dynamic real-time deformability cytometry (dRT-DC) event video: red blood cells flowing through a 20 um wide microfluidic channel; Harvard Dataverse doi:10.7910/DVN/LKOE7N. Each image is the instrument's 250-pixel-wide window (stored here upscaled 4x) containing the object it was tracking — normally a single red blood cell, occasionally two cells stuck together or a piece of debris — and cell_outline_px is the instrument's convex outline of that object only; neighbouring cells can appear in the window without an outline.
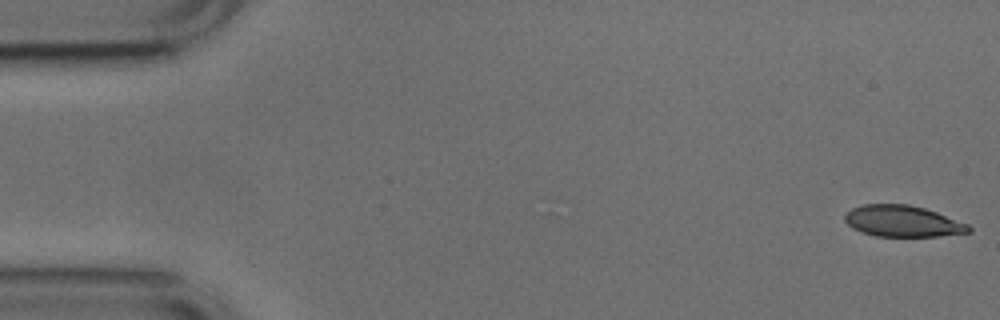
{"species": "common noctule bat (a hibernating species)", "species_latin": "Nyctalus noctula", "temperature_condition": "cold", "stored_images_in_passage": 52, "camera_frame_rate_fps": 3000, "um_per_image_px": 0.085, "animal": {"sex": "male", "body_mass_g": 17.9, "forearm_length_mm": 54.2}, "frame": {"image": 1, "passage_image": 1, "time_ms": 0.0, "image_size_px": [1000, 320], "cell_outline_px": [[972, 232], [940, 236], [876, 236], [852, 228], [844, 220], [844, 216], [852, 208], [864, 204], [908, 204], [924, 208], [936, 212], [968, 224], [972, 228]], "centroid_in_image_um": [76.74, 18.8], "position_along_channel_um": 8.3, "area_um2": 22.48}}
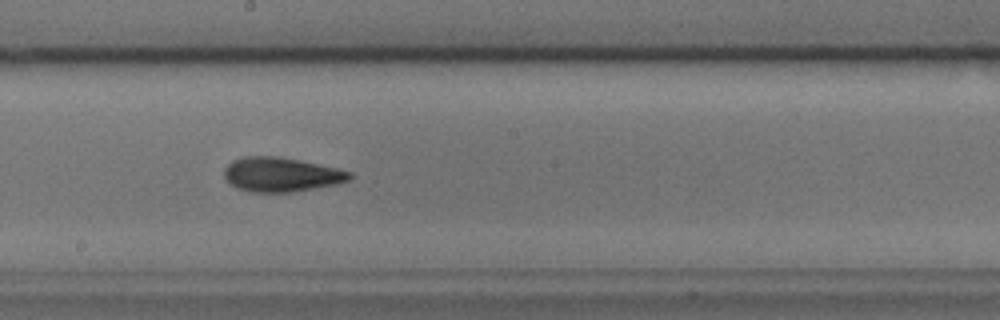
{"frame": {"image": 2, "passage_image": 28, "time_ms": 9.0, "image_size_px": [1000, 320], "cell_outline_px": [[352, 176], [348, 180], [336, 184], [292, 192], [248, 192], [236, 188], [228, 184], [224, 180], [224, 168], [232, 160], [244, 156], [276, 156], [300, 160], [336, 168], [352, 172]], "centroid_in_image_um": [23.83, 14.84], "position_along_channel_um": 224.4, "area_um2": 25.26}}
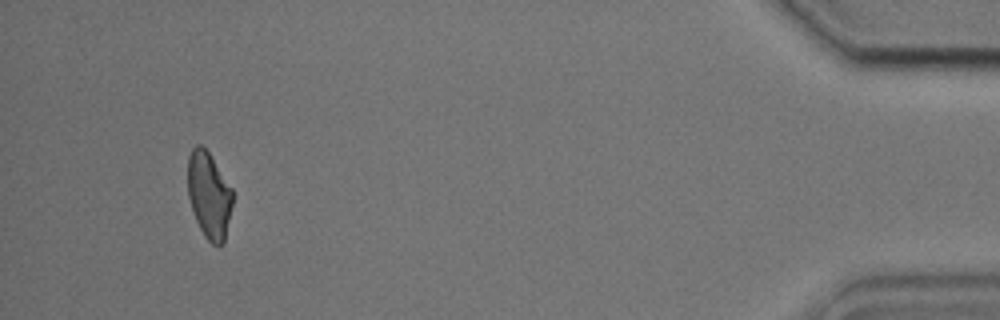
{"frame": {"image": 3, "passage_image": 49, "time_ms": 16.0, "image_size_px": [1000, 320], "cell_outline_px": [[232, 204], [224, 244], [212, 244], [204, 236], [196, 220], [188, 196], [188, 156], [192, 148], [196, 144], [200, 144], [208, 152], [232, 188]], "centroid_in_image_um": [17.76, 16.59], "position_along_channel_um": 417.4, "area_um2": 22.37}, "authors_computed_cell_mechanics": {"area_um2": 24.0159, "velocity_mm_per_s": 3.7949, "shape_relaxation_time_tau1_ms": 4.9674, "shape_relaxation_time_tau2_ms": 3.0497, "deformation_change_tau1": 0.1366, "deformation_change_tau2": 0.1096}}